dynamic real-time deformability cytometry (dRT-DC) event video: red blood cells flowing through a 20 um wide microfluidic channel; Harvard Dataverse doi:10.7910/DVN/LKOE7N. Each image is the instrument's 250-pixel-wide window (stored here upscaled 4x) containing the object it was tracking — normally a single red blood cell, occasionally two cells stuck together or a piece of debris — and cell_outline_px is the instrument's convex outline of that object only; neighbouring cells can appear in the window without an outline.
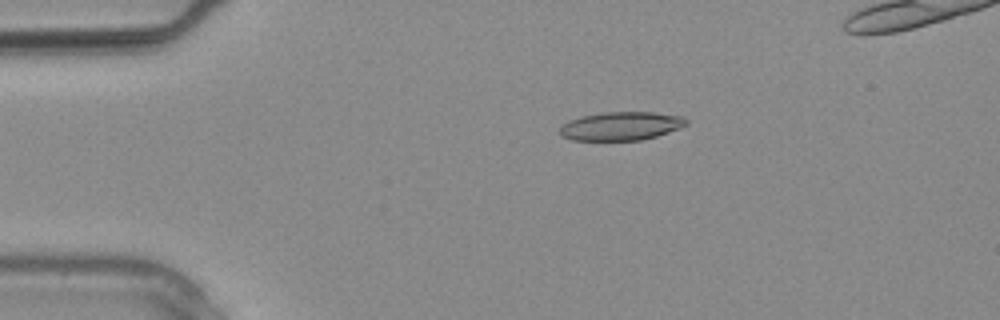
{"species": "common noctule bat (a hibernating species)", "species_latin": "Nyctalus noctula", "temperature_condition": "warm", "stored_images_in_passage": 5, "camera_frame_rate_fps": 3000, "um_per_image_px": 0.085, "animal": {"sex": "male", "body_mass_g": 20.4}, "frame": {"image": 1, "passage_image": 2, "time_ms": 0.333, "image_size_px": [1000, 320], "cell_outline_px": [[688, 124], [680, 128], [656, 136], [640, 140], [572, 140], [560, 136], [560, 128], [568, 120], [580, 116], [604, 112], [652, 112], [684, 116], [688, 120]], "centroid_in_image_um": [52.79, 10.71], "position_along_channel_um": 32.2, "area_um2": 21.1}}
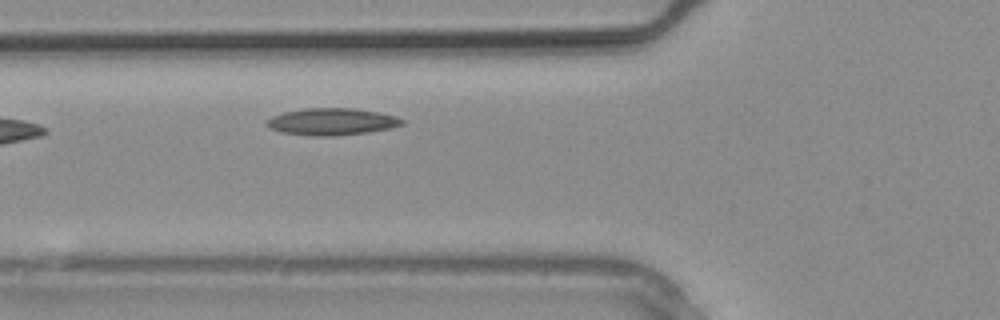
{"frame": {"image": 2, "passage_image": 5, "time_ms": 1.333, "image_size_px": [1000, 320], "cell_outline_px": [[404, 124], [392, 128], [368, 132], [332, 136], [312, 136], [280, 132], [264, 124], [272, 116], [284, 112], [308, 108], [356, 108], [380, 112], [396, 116], [404, 120]], "centroid_in_image_um": [28.24, 10.34], "position_along_channel_um": 97.6, "area_um2": 21.33}}